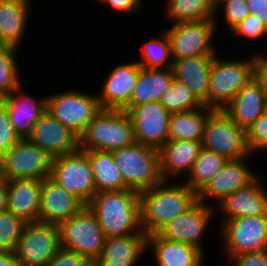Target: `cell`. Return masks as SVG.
Segmentation results:
<instances>
[{"label": "cell", "instance_id": "cell-1", "mask_svg": "<svg viewBox=\"0 0 267 266\" xmlns=\"http://www.w3.org/2000/svg\"><path fill=\"white\" fill-rule=\"evenodd\" d=\"M139 197L141 228L148 236L188 210L198 200V193L182 180H163L140 191Z\"/></svg>", "mask_w": 267, "mask_h": 266}, {"label": "cell", "instance_id": "cell-2", "mask_svg": "<svg viewBox=\"0 0 267 266\" xmlns=\"http://www.w3.org/2000/svg\"><path fill=\"white\" fill-rule=\"evenodd\" d=\"M87 207L96 216L105 238L142 231L140 197L136 190L96 193Z\"/></svg>", "mask_w": 267, "mask_h": 266}, {"label": "cell", "instance_id": "cell-3", "mask_svg": "<svg viewBox=\"0 0 267 266\" xmlns=\"http://www.w3.org/2000/svg\"><path fill=\"white\" fill-rule=\"evenodd\" d=\"M247 54V58L239 56L238 59L223 58L219 52L214 55L209 78L208 107L222 109L243 86L257 76V53L254 50Z\"/></svg>", "mask_w": 267, "mask_h": 266}, {"label": "cell", "instance_id": "cell-4", "mask_svg": "<svg viewBox=\"0 0 267 266\" xmlns=\"http://www.w3.org/2000/svg\"><path fill=\"white\" fill-rule=\"evenodd\" d=\"M133 143V124L124 110H101L79 136L80 150L111 152Z\"/></svg>", "mask_w": 267, "mask_h": 266}, {"label": "cell", "instance_id": "cell-5", "mask_svg": "<svg viewBox=\"0 0 267 266\" xmlns=\"http://www.w3.org/2000/svg\"><path fill=\"white\" fill-rule=\"evenodd\" d=\"M111 152L115 166L130 189L140 192L163 181L157 149L135 142Z\"/></svg>", "mask_w": 267, "mask_h": 266}, {"label": "cell", "instance_id": "cell-6", "mask_svg": "<svg viewBox=\"0 0 267 266\" xmlns=\"http://www.w3.org/2000/svg\"><path fill=\"white\" fill-rule=\"evenodd\" d=\"M101 110L97 94L92 92L71 88L47 93V112L78 137Z\"/></svg>", "mask_w": 267, "mask_h": 266}, {"label": "cell", "instance_id": "cell-7", "mask_svg": "<svg viewBox=\"0 0 267 266\" xmlns=\"http://www.w3.org/2000/svg\"><path fill=\"white\" fill-rule=\"evenodd\" d=\"M58 228L61 247L77 252L92 264L100 257L106 238L96 216L87 206L61 222Z\"/></svg>", "mask_w": 267, "mask_h": 266}, {"label": "cell", "instance_id": "cell-8", "mask_svg": "<svg viewBox=\"0 0 267 266\" xmlns=\"http://www.w3.org/2000/svg\"><path fill=\"white\" fill-rule=\"evenodd\" d=\"M218 236L223 256L229 258L267 248V215L222 220ZM220 229V230H219Z\"/></svg>", "mask_w": 267, "mask_h": 266}, {"label": "cell", "instance_id": "cell-9", "mask_svg": "<svg viewBox=\"0 0 267 266\" xmlns=\"http://www.w3.org/2000/svg\"><path fill=\"white\" fill-rule=\"evenodd\" d=\"M164 30L170 40L173 61L188 57L214 56L218 51L214 43L217 40L214 20L178 22Z\"/></svg>", "mask_w": 267, "mask_h": 266}, {"label": "cell", "instance_id": "cell-10", "mask_svg": "<svg viewBox=\"0 0 267 266\" xmlns=\"http://www.w3.org/2000/svg\"><path fill=\"white\" fill-rule=\"evenodd\" d=\"M50 178L85 206L96 194L94 175L87 157V150L53 158Z\"/></svg>", "mask_w": 267, "mask_h": 266}, {"label": "cell", "instance_id": "cell-11", "mask_svg": "<svg viewBox=\"0 0 267 266\" xmlns=\"http://www.w3.org/2000/svg\"><path fill=\"white\" fill-rule=\"evenodd\" d=\"M201 145L227 160L251 155L246 142V130L235 124L221 109H215L208 116Z\"/></svg>", "mask_w": 267, "mask_h": 266}, {"label": "cell", "instance_id": "cell-12", "mask_svg": "<svg viewBox=\"0 0 267 266\" xmlns=\"http://www.w3.org/2000/svg\"><path fill=\"white\" fill-rule=\"evenodd\" d=\"M215 207L197 200L188 210L164 225L157 234L173 241L190 244L199 249L205 256L204 244L206 233L214 226ZM208 230V231H207Z\"/></svg>", "mask_w": 267, "mask_h": 266}, {"label": "cell", "instance_id": "cell-13", "mask_svg": "<svg viewBox=\"0 0 267 266\" xmlns=\"http://www.w3.org/2000/svg\"><path fill=\"white\" fill-rule=\"evenodd\" d=\"M53 158L28 139H20L1 157V174L6 180L50 177Z\"/></svg>", "mask_w": 267, "mask_h": 266}, {"label": "cell", "instance_id": "cell-14", "mask_svg": "<svg viewBox=\"0 0 267 266\" xmlns=\"http://www.w3.org/2000/svg\"><path fill=\"white\" fill-rule=\"evenodd\" d=\"M59 247L58 225L26 222L14 254L20 266H46Z\"/></svg>", "mask_w": 267, "mask_h": 266}, {"label": "cell", "instance_id": "cell-15", "mask_svg": "<svg viewBox=\"0 0 267 266\" xmlns=\"http://www.w3.org/2000/svg\"><path fill=\"white\" fill-rule=\"evenodd\" d=\"M135 142L159 150L169 140L171 114L160 101L129 106Z\"/></svg>", "mask_w": 267, "mask_h": 266}, {"label": "cell", "instance_id": "cell-16", "mask_svg": "<svg viewBox=\"0 0 267 266\" xmlns=\"http://www.w3.org/2000/svg\"><path fill=\"white\" fill-rule=\"evenodd\" d=\"M253 156L251 154L241 159L227 160L220 172L198 192V200L215 206L227 195L253 182L260 175L249 166Z\"/></svg>", "mask_w": 267, "mask_h": 266}, {"label": "cell", "instance_id": "cell-17", "mask_svg": "<svg viewBox=\"0 0 267 266\" xmlns=\"http://www.w3.org/2000/svg\"><path fill=\"white\" fill-rule=\"evenodd\" d=\"M263 175L261 173L249 185L237 189L214 206L218 213L215 215L222 217L219 223L237 217L267 215V185L262 180Z\"/></svg>", "mask_w": 267, "mask_h": 266}, {"label": "cell", "instance_id": "cell-18", "mask_svg": "<svg viewBox=\"0 0 267 266\" xmlns=\"http://www.w3.org/2000/svg\"><path fill=\"white\" fill-rule=\"evenodd\" d=\"M97 94L103 109L126 110L141 69L137 61L123 62L112 66Z\"/></svg>", "mask_w": 267, "mask_h": 266}, {"label": "cell", "instance_id": "cell-19", "mask_svg": "<svg viewBox=\"0 0 267 266\" xmlns=\"http://www.w3.org/2000/svg\"><path fill=\"white\" fill-rule=\"evenodd\" d=\"M23 83L0 100L7 108L15 133L20 139H27L35 123L47 111V95L39 98L37 94L36 98L25 91Z\"/></svg>", "mask_w": 267, "mask_h": 266}, {"label": "cell", "instance_id": "cell-20", "mask_svg": "<svg viewBox=\"0 0 267 266\" xmlns=\"http://www.w3.org/2000/svg\"><path fill=\"white\" fill-rule=\"evenodd\" d=\"M266 105L265 85L257 75L221 110L235 124L247 130L267 110Z\"/></svg>", "mask_w": 267, "mask_h": 266}, {"label": "cell", "instance_id": "cell-21", "mask_svg": "<svg viewBox=\"0 0 267 266\" xmlns=\"http://www.w3.org/2000/svg\"><path fill=\"white\" fill-rule=\"evenodd\" d=\"M27 139L45 150L52 158L79 149V137L47 111L35 123Z\"/></svg>", "mask_w": 267, "mask_h": 266}, {"label": "cell", "instance_id": "cell-22", "mask_svg": "<svg viewBox=\"0 0 267 266\" xmlns=\"http://www.w3.org/2000/svg\"><path fill=\"white\" fill-rule=\"evenodd\" d=\"M149 253L154 255L153 266H206L208 258L195 246L164 239L157 233L147 236L146 254Z\"/></svg>", "mask_w": 267, "mask_h": 266}, {"label": "cell", "instance_id": "cell-23", "mask_svg": "<svg viewBox=\"0 0 267 266\" xmlns=\"http://www.w3.org/2000/svg\"><path fill=\"white\" fill-rule=\"evenodd\" d=\"M85 205L50 177L42 181L39 221L59 225Z\"/></svg>", "mask_w": 267, "mask_h": 266}, {"label": "cell", "instance_id": "cell-24", "mask_svg": "<svg viewBox=\"0 0 267 266\" xmlns=\"http://www.w3.org/2000/svg\"><path fill=\"white\" fill-rule=\"evenodd\" d=\"M146 241L143 230L138 234L106 238L103 251L93 266H138L145 260Z\"/></svg>", "mask_w": 267, "mask_h": 266}, {"label": "cell", "instance_id": "cell-25", "mask_svg": "<svg viewBox=\"0 0 267 266\" xmlns=\"http://www.w3.org/2000/svg\"><path fill=\"white\" fill-rule=\"evenodd\" d=\"M201 148V142L197 141L168 140L158 150L162 179L183 180L198 158Z\"/></svg>", "mask_w": 267, "mask_h": 266}, {"label": "cell", "instance_id": "cell-26", "mask_svg": "<svg viewBox=\"0 0 267 266\" xmlns=\"http://www.w3.org/2000/svg\"><path fill=\"white\" fill-rule=\"evenodd\" d=\"M31 0H0V44L20 49L32 15Z\"/></svg>", "mask_w": 267, "mask_h": 266}, {"label": "cell", "instance_id": "cell-27", "mask_svg": "<svg viewBox=\"0 0 267 266\" xmlns=\"http://www.w3.org/2000/svg\"><path fill=\"white\" fill-rule=\"evenodd\" d=\"M8 182L7 211L25 222L39 221L42 180L12 179Z\"/></svg>", "mask_w": 267, "mask_h": 266}, {"label": "cell", "instance_id": "cell-28", "mask_svg": "<svg viewBox=\"0 0 267 266\" xmlns=\"http://www.w3.org/2000/svg\"><path fill=\"white\" fill-rule=\"evenodd\" d=\"M214 56H197L174 60L173 76L184 83L197 99L208 107L210 70Z\"/></svg>", "mask_w": 267, "mask_h": 266}, {"label": "cell", "instance_id": "cell-29", "mask_svg": "<svg viewBox=\"0 0 267 266\" xmlns=\"http://www.w3.org/2000/svg\"><path fill=\"white\" fill-rule=\"evenodd\" d=\"M172 68H142L130 100V106L160 101L173 82Z\"/></svg>", "mask_w": 267, "mask_h": 266}, {"label": "cell", "instance_id": "cell-30", "mask_svg": "<svg viewBox=\"0 0 267 266\" xmlns=\"http://www.w3.org/2000/svg\"><path fill=\"white\" fill-rule=\"evenodd\" d=\"M214 110L203 105L201 108L171 114L169 140L201 142L205 123Z\"/></svg>", "mask_w": 267, "mask_h": 266}, {"label": "cell", "instance_id": "cell-31", "mask_svg": "<svg viewBox=\"0 0 267 266\" xmlns=\"http://www.w3.org/2000/svg\"><path fill=\"white\" fill-rule=\"evenodd\" d=\"M87 157L94 175L96 193L130 189L115 166L112 152L87 150Z\"/></svg>", "mask_w": 267, "mask_h": 266}, {"label": "cell", "instance_id": "cell-32", "mask_svg": "<svg viewBox=\"0 0 267 266\" xmlns=\"http://www.w3.org/2000/svg\"><path fill=\"white\" fill-rule=\"evenodd\" d=\"M164 18L174 24L201 20H214L215 8L210 0H164Z\"/></svg>", "mask_w": 267, "mask_h": 266}, {"label": "cell", "instance_id": "cell-33", "mask_svg": "<svg viewBox=\"0 0 267 266\" xmlns=\"http://www.w3.org/2000/svg\"><path fill=\"white\" fill-rule=\"evenodd\" d=\"M226 162L224 156L201 148L190 172L184 177L185 181L184 179L182 181L198 193L220 172Z\"/></svg>", "mask_w": 267, "mask_h": 266}, {"label": "cell", "instance_id": "cell-34", "mask_svg": "<svg viewBox=\"0 0 267 266\" xmlns=\"http://www.w3.org/2000/svg\"><path fill=\"white\" fill-rule=\"evenodd\" d=\"M159 36V37H158ZM158 36L150 37L140 46V58L137 63L142 68H171L173 57L171 53V45L166 31L162 27V31Z\"/></svg>", "mask_w": 267, "mask_h": 266}, {"label": "cell", "instance_id": "cell-35", "mask_svg": "<svg viewBox=\"0 0 267 266\" xmlns=\"http://www.w3.org/2000/svg\"><path fill=\"white\" fill-rule=\"evenodd\" d=\"M18 53L17 48L0 44V99L10 94L24 81Z\"/></svg>", "mask_w": 267, "mask_h": 266}, {"label": "cell", "instance_id": "cell-36", "mask_svg": "<svg viewBox=\"0 0 267 266\" xmlns=\"http://www.w3.org/2000/svg\"><path fill=\"white\" fill-rule=\"evenodd\" d=\"M160 102L170 114L189 111L203 106L191 90L175 78Z\"/></svg>", "mask_w": 267, "mask_h": 266}, {"label": "cell", "instance_id": "cell-37", "mask_svg": "<svg viewBox=\"0 0 267 266\" xmlns=\"http://www.w3.org/2000/svg\"><path fill=\"white\" fill-rule=\"evenodd\" d=\"M25 224L9 211L0 212V252H14Z\"/></svg>", "mask_w": 267, "mask_h": 266}, {"label": "cell", "instance_id": "cell-38", "mask_svg": "<svg viewBox=\"0 0 267 266\" xmlns=\"http://www.w3.org/2000/svg\"><path fill=\"white\" fill-rule=\"evenodd\" d=\"M221 14V18L219 19L218 16ZM249 9L247 6V0H226L222 4H220L215 9V26L218 29L219 21H223L226 26L225 29L231 31L237 24H239L242 20L249 16ZM226 23V24H225Z\"/></svg>", "mask_w": 267, "mask_h": 266}, {"label": "cell", "instance_id": "cell-39", "mask_svg": "<svg viewBox=\"0 0 267 266\" xmlns=\"http://www.w3.org/2000/svg\"><path fill=\"white\" fill-rule=\"evenodd\" d=\"M233 39L236 37L240 39H244L248 42L260 40L264 45L267 42V26L256 16L253 14H249L244 20H242L239 24H237L230 32ZM235 37V38H234ZM265 43V44H264Z\"/></svg>", "mask_w": 267, "mask_h": 266}, {"label": "cell", "instance_id": "cell-40", "mask_svg": "<svg viewBox=\"0 0 267 266\" xmlns=\"http://www.w3.org/2000/svg\"><path fill=\"white\" fill-rule=\"evenodd\" d=\"M246 142L251 154L267 152V110L246 130Z\"/></svg>", "mask_w": 267, "mask_h": 266}, {"label": "cell", "instance_id": "cell-41", "mask_svg": "<svg viewBox=\"0 0 267 266\" xmlns=\"http://www.w3.org/2000/svg\"><path fill=\"white\" fill-rule=\"evenodd\" d=\"M20 138L15 133L5 104L0 100V157L8 152Z\"/></svg>", "mask_w": 267, "mask_h": 266}, {"label": "cell", "instance_id": "cell-42", "mask_svg": "<svg viewBox=\"0 0 267 266\" xmlns=\"http://www.w3.org/2000/svg\"><path fill=\"white\" fill-rule=\"evenodd\" d=\"M46 266H93V264L77 252L60 246Z\"/></svg>", "mask_w": 267, "mask_h": 266}, {"label": "cell", "instance_id": "cell-43", "mask_svg": "<svg viewBox=\"0 0 267 266\" xmlns=\"http://www.w3.org/2000/svg\"><path fill=\"white\" fill-rule=\"evenodd\" d=\"M226 262L228 266H267V248L233 256Z\"/></svg>", "mask_w": 267, "mask_h": 266}, {"label": "cell", "instance_id": "cell-44", "mask_svg": "<svg viewBox=\"0 0 267 266\" xmlns=\"http://www.w3.org/2000/svg\"><path fill=\"white\" fill-rule=\"evenodd\" d=\"M144 0H103L99 5L105 6V8L111 9L114 14L117 12L124 13L128 16L134 15L135 13L142 10L144 6ZM134 13V14H133Z\"/></svg>", "mask_w": 267, "mask_h": 266}, {"label": "cell", "instance_id": "cell-45", "mask_svg": "<svg viewBox=\"0 0 267 266\" xmlns=\"http://www.w3.org/2000/svg\"><path fill=\"white\" fill-rule=\"evenodd\" d=\"M249 13L256 15L267 26V0H247Z\"/></svg>", "mask_w": 267, "mask_h": 266}, {"label": "cell", "instance_id": "cell-46", "mask_svg": "<svg viewBox=\"0 0 267 266\" xmlns=\"http://www.w3.org/2000/svg\"><path fill=\"white\" fill-rule=\"evenodd\" d=\"M8 206V182L0 176V212L7 211Z\"/></svg>", "mask_w": 267, "mask_h": 266}, {"label": "cell", "instance_id": "cell-47", "mask_svg": "<svg viewBox=\"0 0 267 266\" xmlns=\"http://www.w3.org/2000/svg\"><path fill=\"white\" fill-rule=\"evenodd\" d=\"M0 266H20L14 252H0Z\"/></svg>", "mask_w": 267, "mask_h": 266}, {"label": "cell", "instance_id": "cell-48", "mask_svg": "<svg viewBox=\"0 0 267 266\" xmlns=\"http://www.w3.org/2000/svg\"><path fill=\"white\" fill-rule=\"evenodd\" d=\"M261 51V52H260ZM258 50L257 56H258V67L257 70H267V42L265 44V51L264 50ZM265 52V54H264Z\"/></svg>", "mask_w": 267, "mask_h": 266}, {"label": "cell", "instance_id": "cell-49", "mask_svg": "<svg viewBox=\"0 0 267 266\" xmlns=\"http://www.w3.org/2000/svg\"><path fill=\"white\" fill-rule=\"evenodd\" d=\"M257 75L263 81L266 89V97H267V70H257Z\"/></svg>", "mask_w": 267, "mask_h": 266}, {"label": "cell", "instance_id": "cell-50", "mask_svg": "<svg viewBox=\"0 0 267 266\" xmlns=\"http://www.w3.org/2000/svg\"><path fill=\"white\" fill-rule=\"evenodd\" d=\"M212 6L216 9L220 4H222L226 0H210Z\"/></svg>", "mask_w": 267, "mask_h": 266}, {"label": "cell", "instance_id": "cell-51", "mask_svg": "<svg viewBox=\"0 0 267 266\" xmlns=\"http://www.w3.org/2000/svg\"><path fill=\"white\" fill-rule=\"evenodd\" d=\"M93 1H95L98 4H100L103 0H93Z\"/></svg>", "mask_w": 267, "mask_h": 266}, {"label": "cell", "instance_id": "cell-52", "mask_svg": "<svg viewBox=\"0 0 267 266\" xmlns=\"http://www.w3.org/2000/svg\"><path fill=\"white\" fill-rule=\"evenodd\" d=\"M0 176H2V174H1V157H0Z\"/></svg>", "mask_w": 267, "mask_h": 266}]
</instances>
